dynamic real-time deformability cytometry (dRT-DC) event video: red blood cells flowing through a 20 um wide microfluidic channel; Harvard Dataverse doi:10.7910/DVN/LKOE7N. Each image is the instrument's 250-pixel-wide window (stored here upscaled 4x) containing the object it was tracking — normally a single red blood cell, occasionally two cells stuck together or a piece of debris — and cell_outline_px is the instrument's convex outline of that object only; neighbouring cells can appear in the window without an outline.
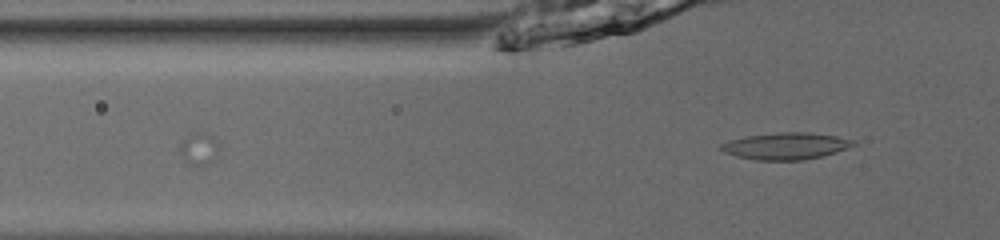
{"species": "common noctule bat (a hibernating species)", "species_latin": "Nyctalus noctula", "temperature_condition": "room temperature", "stored_images_in_passage": 19, "camera_frame_rate_fps": 3000, "um_per_image_px": 0.085, "animal": {"sex": "male", "body_mass_g": 13.0, "forearm_length_mm": 53.1}, "frame": {"image": 1, "passage_image": 19, "time_ms": 6.0, "image_size_px": [1000, 240], "cell_outline_px": [[856, 144], [836, 152], [824, 156], [804, 160], [756, 160], [736, 156], [724, 152], [720, 148], [720, 144], [728, 140], [744, 136], [776, 132], [812, 132], [836, 136], [856, 140]], "centroid_in_image_um": [66.79, 12.4], "position_along_channel_um": 59.0, "area_um2": 20.92}}